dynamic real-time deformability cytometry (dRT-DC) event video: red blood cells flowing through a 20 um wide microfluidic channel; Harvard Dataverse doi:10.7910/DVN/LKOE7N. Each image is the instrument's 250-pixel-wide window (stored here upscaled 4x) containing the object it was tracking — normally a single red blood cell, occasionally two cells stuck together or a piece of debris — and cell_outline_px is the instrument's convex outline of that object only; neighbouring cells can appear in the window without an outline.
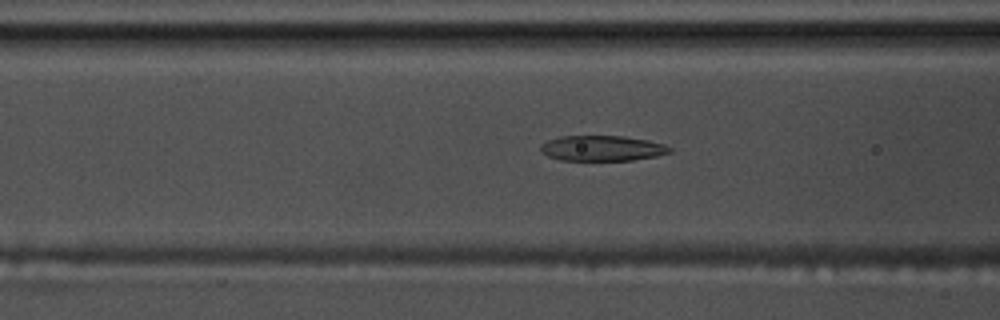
{"species": "common noctule bat (a hibernating species)", "species_latin": "Nyctalus noctula", "temperature_condition": "warm", "stored_images_in_passage": 43, "camera_frame_rate_fps": 3000, "um_per_image_px": 0.085, "animal": {"sex": "male", "body_mass_g": 17.5, "forearm_length_mm": 52.3}, "frame": {"image": 1, "passage_image": 9, "time_ms": 2.667, "image_size_px": [1000, 320], "cell_outline_px": [[672, 152], [656, 156], [632, 160], [560, 160], [548, 156], [540, 152], [540, 144], [548, 140], [560, 136], [624, 136], [648, 140], [664, 144], [672, 148]], "centroid_in_image_um": [51.17, 12.6], "position_along_channel_um": 115.4, "area_um2": 19.19}}
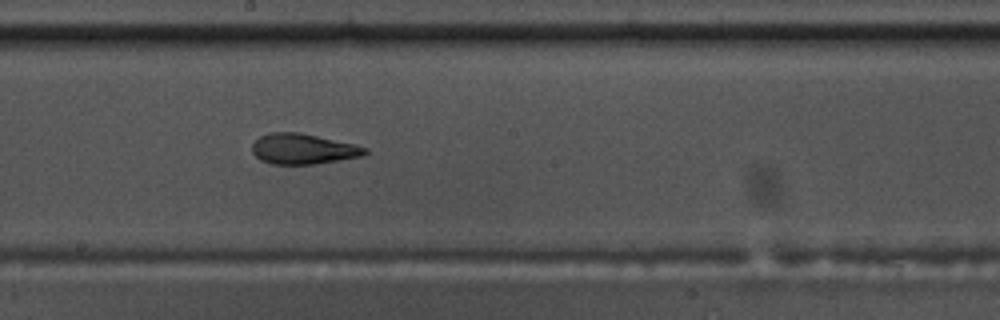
{"frame": {"image": 2, "passage_image": 18, "time_ms": 5.667, "image_size_px": [1000, 320], "cell_outline_px": [[368, 152], [364, 156], [316, 164], [272, 164], [260, 160], [252, 152], [252, 144], [260, 136], [268, 132], [300, 132], [356, 144], [368, 148]], "centroid_in_image_um": [25.79, 12.65], "position_along_channel_um": 222.4, "area_um2": 20.29}}
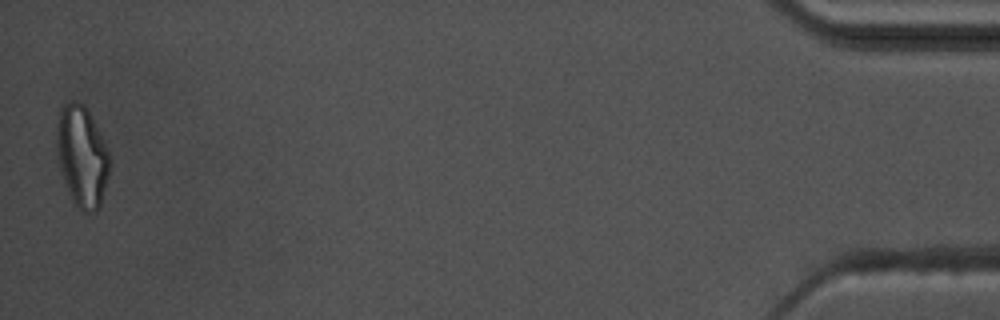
{"frame": {"image": 3, "passage_image": 43, "time_ms": 14.0, "image_size_px": [1000, 320], "cell_outline_px": [[112, 160], [100, 208], [96, 212], [84, 212], [76, 208], [72, 200], [56, 152], [56, 128], [60, 104], [68, 100], [76, 100], [84, 104]], "centroid_in_image_um": [6.96, 13.27], "position_along_channel_um": 428.2, "area_um2": 31.15}, "authors_computed_cell_mechanics": {"area_um2": 20.2878, "velocity_mm_per_s": 3.5778, "shape_relaxation_time_tau1_ms": 6.6004, "shape_relaxation_time_tau2_ms": 2.8958, "deformation_change_tau1": 0.2235, "deformation_change_tau2": 0.1163}}